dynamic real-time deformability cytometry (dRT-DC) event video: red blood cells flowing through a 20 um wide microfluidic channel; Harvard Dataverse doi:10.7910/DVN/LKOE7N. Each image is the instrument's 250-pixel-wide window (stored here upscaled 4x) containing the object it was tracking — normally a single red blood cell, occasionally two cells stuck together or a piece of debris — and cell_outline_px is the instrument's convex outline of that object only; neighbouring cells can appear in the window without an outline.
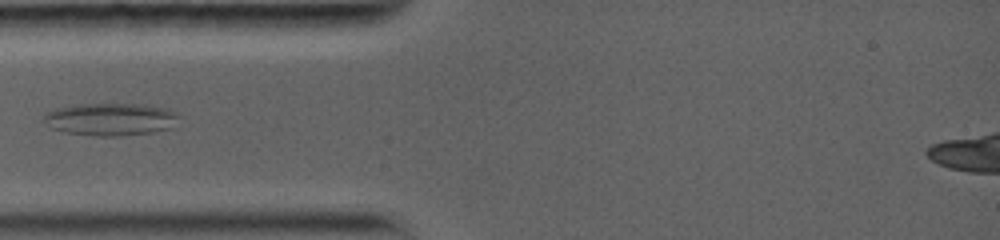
{"species": "common noctule bat (a hibernating species)", "species_latin": "Nyctalus noctula", "temperature_condition": "warm", "stored_images_in_passage": 7, "camera_frame_rate_fps": 5000, "um_per_image_px": 0.085, "animal": {"sex": "female", "body_mass_g": 19.0, "forearm_length_mm": 56.7}, "frame": {"image": 1, "passage_image": 4, "time_ms": 2.8, "image_size_px": [1000, 240], "cell_outline_px": [[176, 116], [172, 128], [152, 132], [124, 136], [92, 136], [64, 132], [52, 128], [44, 120], [44, 112], [56, 108], [76, 104], [144, 104], [168, 108], [176, 112]], "centroid_in_image_um": [9.37, 10.14], "position_along_channel_um": 75.6, "area_um2": 25.72}}
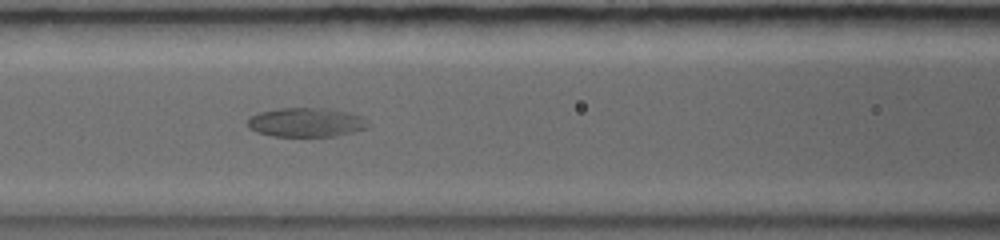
{"frame": {"image": 2, "passage_image": 6, "time_ms": 4.6, "image_size_px": [1000, 240], "cell_outline_px": [[368, 128], [336, 136], [272, 136], [256, 132], [248, 128], [248, 116], [260, 112], [276, 108], [328, 108], [348, 112], [360, 116], [368, 120]], "centroid_in_image_um": [26.0, 10.39], "position_along_channel_um": 140.6, "area_um2": 20.63}}